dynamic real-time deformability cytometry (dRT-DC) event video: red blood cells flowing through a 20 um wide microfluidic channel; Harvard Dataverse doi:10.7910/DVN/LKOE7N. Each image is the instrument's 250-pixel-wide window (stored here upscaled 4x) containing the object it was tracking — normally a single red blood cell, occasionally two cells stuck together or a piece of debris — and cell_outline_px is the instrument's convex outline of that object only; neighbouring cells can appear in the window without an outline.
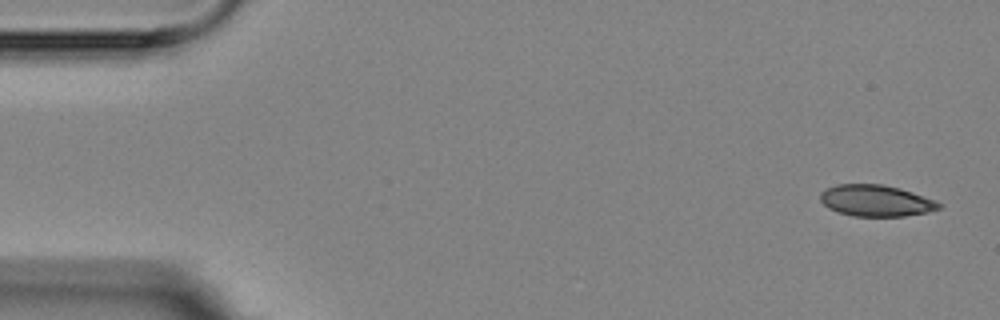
{"species": "Egyptian fruit bat (a non-hibernating species)", "species_latin": "Rousettus aegyptiacus", "temperature_condition": "room temperature", "stored_images_in_passage": 5, "camera_frame_rate_fps": 3000, "um_per_image_px": 0.085, "animal": {"sex": "female"}, "frame": {"image": 1, "passage_image": 1, "time_ms": 0.0, "image_size_px": [1000, 320], "cell_outline_px": [[944, 204], [940, 208], [928, 212], [904, 216], [852, 216], [836, 212], [828, 208], [820, 200], [820, 192], [836, 184], [880, 184], [900, 188], [936, 200]], "centroid_in_image_um": [74.46, 17.06], "position_along_channel_um": 10.5, "area_um2": 21.85}}
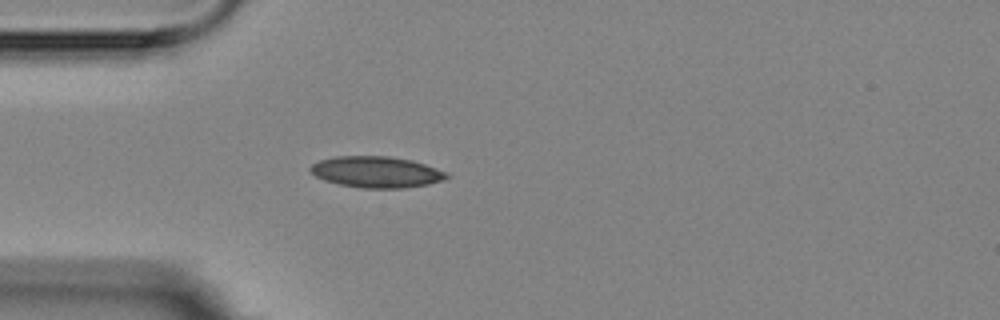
{"frame": {"image": 2, "passage_image": 5, "time_ms": 4.333, "image_size_px": [1000, 320], "cell_outline_px": [[452, 176], [444, 180], [428, 184], [404, 188], [364, 188], [340, 184], [324, 180], [308, 172], [308, 168], [312, 164], [320, 160], [336, 156], [388, 156], [412, 160], [448, 172]], "centroid_in_image_um": [32.0, 14.62], "position_along_channel_um": 53.0, "area_um2": 24.91}}